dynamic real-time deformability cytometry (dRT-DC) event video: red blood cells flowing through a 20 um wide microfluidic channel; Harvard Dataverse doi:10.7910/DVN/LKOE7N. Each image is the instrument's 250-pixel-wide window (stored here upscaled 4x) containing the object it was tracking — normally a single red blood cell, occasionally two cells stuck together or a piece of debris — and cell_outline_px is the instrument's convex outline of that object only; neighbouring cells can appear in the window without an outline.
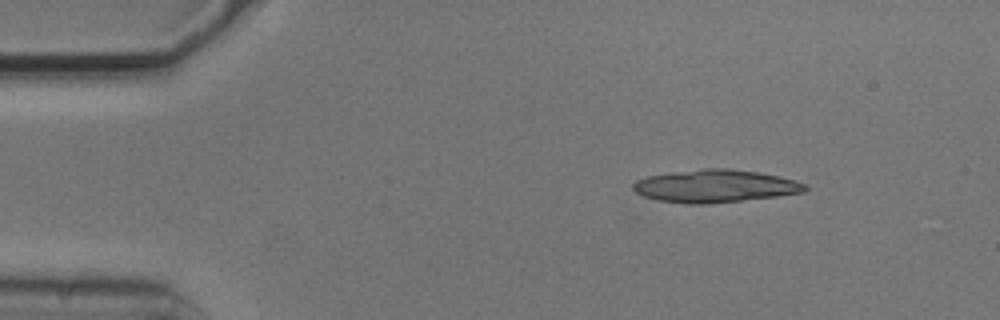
{"species": "common noctule bat (a hibernating species)", "species_latin": "Nyctalus noctula", "temperature_condition": "cold", "stored_images_in_passage": 4, "segment_of_instrument_passage": [1, 2], "camera_frame_rate_fps": 3000, "um_per_image_px": 0.085, "animal": {"sex": "male", "body_mass_g": 20.5, "forearm_length_mm": 52.5}, "frame": {"image": 1, "passage_image": 1, "time_ms": 0.0, "image_size_px": [1000, 320], "cell_outline_px": [[808, 188], [804, 192], [776, 196], [708, 204], [688, 204], [656, 200], [644, 196], [636, 192], [632, 188], [632, 184], [636, 180], [648, 176], [704, 168], [728, 168], [760, 172], [796, 180], [808, 184]], "centroid_in_image_um": [60.8, 15.81], "position_along_channel_um": 24.2, "area_um2": 32.77}}